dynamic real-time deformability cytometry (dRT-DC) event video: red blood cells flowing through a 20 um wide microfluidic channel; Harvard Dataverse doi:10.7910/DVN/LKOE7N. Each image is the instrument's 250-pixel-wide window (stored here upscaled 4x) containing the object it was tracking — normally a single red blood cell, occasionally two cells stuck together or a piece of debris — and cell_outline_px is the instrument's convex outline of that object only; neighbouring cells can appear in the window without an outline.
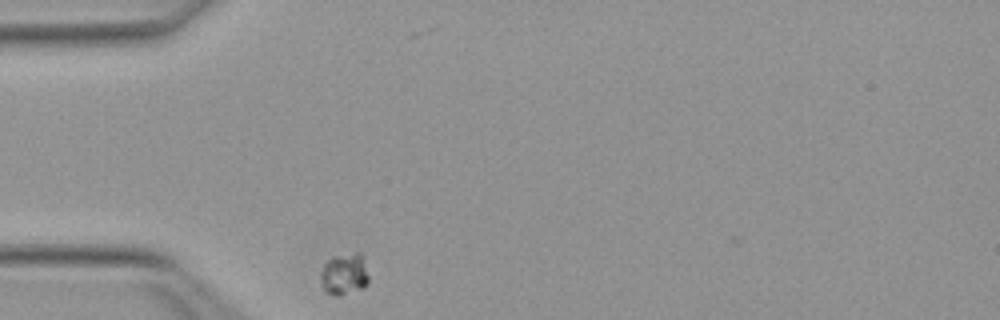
{"species": "Egyptian fruit bat (a non-hibernating species)", "species_latin": "Rousettus aegyptiacus", "temperature_condition": "warm", "stored_images_in_passage": 31, "camera_frame_rate_fps": 3000, "um_per_image_px": 0.085, "animal": {"sex": "female"}, "frame": {"image": 1, "passage_image": 1, "time_ms": 0.0, "image_size_px": [1000, 320], "cell_outline_px": [[368, 284], [364, 288], [340, 296], [332, 296], [324, 292], [320, 280], [320, 272], [324, 264], [332, 256], [356, 252], [360, 252], [368, 276]], "centroid_in_image_um": [29.23, 23.33], "position_along_channel_um": 55.8, "area_um2": 11.91}}
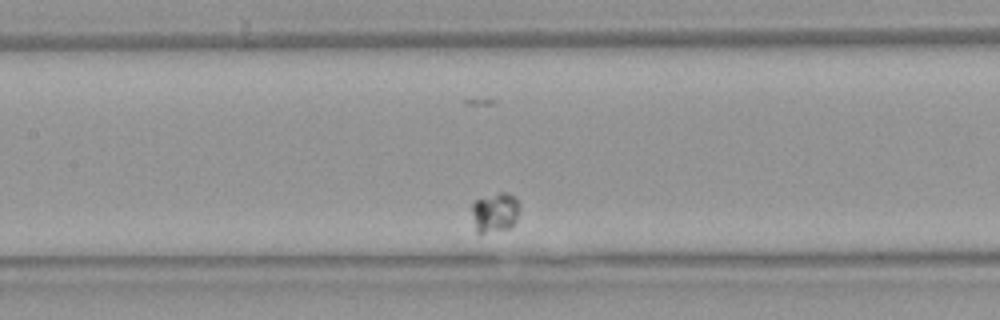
{"frame": {"image": 2, "passage_image": 12, "time_ms": 3.667, "image_size_px": [1000, 320], "cell_outline_px": [[520, 208], [516, 224], [508, 228], [484, 232], [476, 232], [472, 212], [472, 204], [476, 200], [500, 192], [504, 192], [516, 196]], "centroid_in_image_um": [42.12, 18.04], "position_along_channel_um": 165.3, "area_um2": 10.98}}
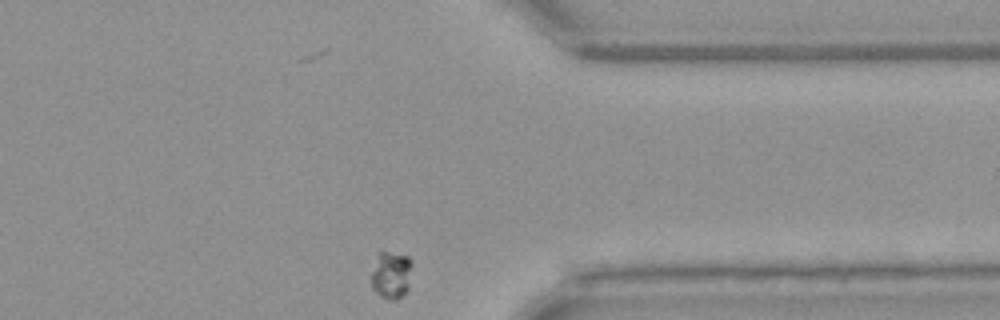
{"frame": {"image": 3, "passage_image": 31, "time_ms": 10.0, "image_size_px": [1000, 320], "cell_outline_px": [[412, 264], [408, 288], [396, 300], [392, 300], [380, 296], [372, 288], [372, 272], [380, 252], [388, 252], [408, 256], [412, 260]], "centroid_in_image_um": [33.28, 23.38], "position_along_channel_um": 378.1, "area_um2": 10.98}}